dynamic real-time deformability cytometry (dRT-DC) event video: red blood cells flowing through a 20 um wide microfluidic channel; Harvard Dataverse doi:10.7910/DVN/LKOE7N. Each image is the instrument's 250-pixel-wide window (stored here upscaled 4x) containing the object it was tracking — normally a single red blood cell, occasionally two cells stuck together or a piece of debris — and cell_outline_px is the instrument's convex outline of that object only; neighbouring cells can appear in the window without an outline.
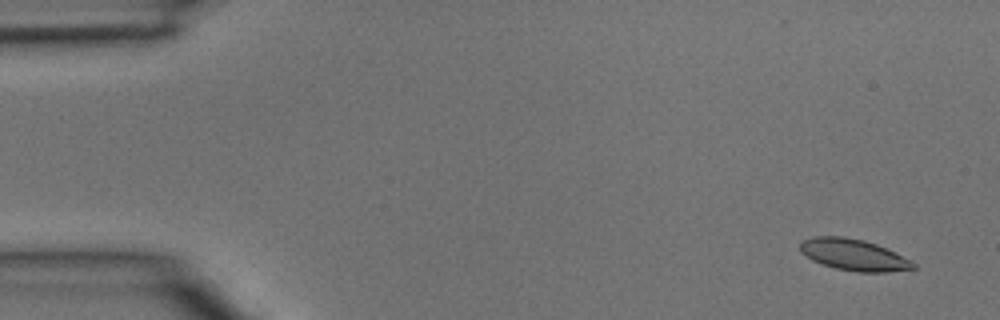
{"species": "common noctule bat (a hibernating species)", "species_latin": "Nyctalus noctula", "temperature_condition": "room temperature", "stored_images_in_passage": 5, "camera_frame_rate_fps": 3000, "um_per_image_px": 0.085, "animal": {"sex": "male", "body_mass_g": 15.6}, "frame": {"image": 1, "passage_image": 1, "time_ms": 0.0, "image_size_px": [1000, 320], "cell_outline_px": [[916, 268], [884, 272], [856, 272], [836, 268], [812, 260], [800, 252], [800, 244], [804, 240], [812, 236], [844, 236], [864, 240], [876, 244], [916, 264]], "centroid_in_image_um": [72.5, 21.65], "position_along_channel_um": 12.5, "area_um2": 20.35}}